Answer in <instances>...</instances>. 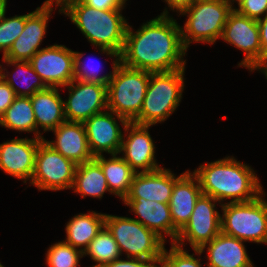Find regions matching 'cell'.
Here are the masks:
<instances>
[{
  "mask_svg": "<svg viewBox=\"0 0 267 267\" xmlns=\"http://www.w3.org/2000/svg\"><path fill=\"white\" fill-rule=\"evenodd\" d=\"M128 24L120 62L131 69L167 72L185 68L181 27L167 9L135 32Z\"/></svg>",
  "mask_w": 267,
  "mask_h": 267,
  "instance_id": "cell-1",
  "label": "cell"
},
{
  "mask_svg": "<svg viewBox=\"0 0 267 267\" xmlns=\"http://www.w3.org/2000/svg\"><path fill=\"white\" fill-rule=\"evenodd\" d=\"M192 173L199 180L202 194L219 201L220 207L226 200L247 202L264 192L256 171L233 155L200 164Z\"/></svg>",
  "mask_w": 267,
  "mask_h": 267,
  "instance_id": "cell-2",
  "label": "cell"
},
{
  "mask_svg": "<svg viewBox=\"0 0 267 267\" xmlns=\"http://www.w3.org/2000/svg\"><path fill=\"white\" fill-rule=\"evenodd\" d=\"M122 11L123 9L100 10L88 6L82 0H76L67 4L61 14L68 16L100 53L120 60L129 24Z\"/></svg>",
  "mask_w": 267,
  "mask_h": 267,
  "instance_id": "cell-3",
  "label": "cell"
},
{
  "mask_svg": "<svg viewBox=\"0 0 267 267\" xmlns=\"http://www.w3.org/2000/svg\"><path fill=\"white\" fill-rule=\"evenodd\" d=\"M185 69L151 72L142 109L132 122L152 126L164 123L175 112L183 98Z\"/></svg>",
  "mask_w": 267,
  "mask_h": 267,
  "instance_id": "cell-4",
  "label": "cell"
},
{
  "mask_svg": "<svg viewBox=\"0 0 267 267\" xmlns=\"http://www.w3.org/2000/svg\"><path fill=\"white\" fill-rule=\"evenodd\" d=\"M263 192L247 202L221 205V232L245 242L267 244V200Z\"/></svg>",
  "mask_w": 267,
  "mask_h": 267,
  "instance_id": "cell-5",
  "label": "cell"
},
{
  "mask_svg": "<svg viewBox=\"0 0 267 267\" xmlns=\"http://www.w3.org/2000/svg\"><path fill=\"white\" fill-rule=\"evenodd\" d=\"M151 72L119 62L107 84V108L132 122L143 106Z\"/></svg>",
  "mask_w": 267,
  "mask_h": 267,
  "instance_id": "cell-6",
  "label": "cell"
},
{
  "mask_svg": "<svg viewBox=\"0 0 267 267\" xmlns=\"http://www.w3.org/2000/svg\"><path fill=\"white\" fill-rule=\"evenodd\" d=\"M232 10L225 0L195 1L183 10L178 16L188 17L180 26L184 47L188 49L191 43H216Z\"/></svg>",
  "mask_w": 267,
  "mask_h": 267,
  "instance_id": "cell-7",
  "label": "cell"
},
{
  "mask_svg": "<svg viewBox=\"0 0 267 267\" xmlns=\"http://www.w3.org/2000/svg\"><path fill=\"white\" fill-rule=\"evenodd\" d=\"M105 227L126 257L160 261L165 241L133 217L106 214Z\"/></svg>",
  "mask_w": 267,
  "mask_h": 267,
  "instance_id": "cell-8",
  "label": "cell"
},
{
  "mask_svg": "<svg viewBox=\"0 0 267 267\" xmlns=\"http://www.w3.org/2000/svg\"><path fill=\"white\" fill-rule=\"evenodd\" d=\"M77 164L65 158L43 140L35 156V168L30 185L39 191L71 189Z\"/></svg>",
  "mask_w": 267,
  "mask_h": 267,
  "instance_id": "cell-9",
  "label": "cell"
},
{
  "mask_svg": "<svg viewBox=\"0 0 267 267\" xmlns=\"http://www.w3.org/2000/svg\"><path fill=\"white\" fill-rule=\"evenodd\" d=\"M220 39L244 52V58L238 63V67L262 73V47L257 20L233 9L228 15Z\"/></svg>",
  "mask_w": 267,
  "mask_h": 267,
  "instance_id": "cell-10",
  "label": "cell"
},
{
  "mask_svg": "<svg viewBox=\"0 0 267 267\" xmlns=\"http://www.w3.org/2000/svg\"><path fill=\"white\" fill-rule=\"evenodd\" d=\"M219 201L201 194L197 199L189 221L179 231L174 244L184 248L188 242L193 249H200L221 232V214L217 206Z\"/></svg>",
  "mask_w": 267,
  "mask_h": 267,
  "instance_id": "cell-11",
  "label": "cell"
},
{
  "mask_svg": "<svg viewBox=\"0 0 267 267\" xmlns=\"http://www.w3.org/2000/svg\"><path fill=\"white\" fill-rule=\"evenodd\" d=\"M29 62L47 87L63 88L74 80V51L65 45L41 48Z\"/></svg>",
  "mask_w": 267,
  "mask_h": 267,
  "instance_id": "cell-12",
  "label": "cell"
},
{
  "mask_svg": "<svg viewBox=\"0 0 267 267\" xmlns=\"http://www.w3.org/2000/svg\"><path fill=\"white\" fill-rule=\"evenodd\" d=\"M68 98L64 100L66 121L84 122L94 114L107 110V84L72 80L64 86Z\"/></svg>",
  "mask_w": 267,
  "mask_h": 267,
  "instance_id": "cell-13",
  "label": "cell"
},
{
  "mask_svg": "<svg viewBox=\"0 0 267 267\" xmlns=\"http://www.w3.org/2000/svg\"><path fill=\"white\" fill-rule=\"evenodd\" d=\"M121 122V123H120ZM128 120L110 110L94 114L83 122L92 155L119 154ZM122 126H120V124Z\"/></svg>",
  "mask_w": 267,
  "mask_h": 267,
  "instance_id": "cell-14",
  "label": "cell"
},
{
  "mask_svg": "<svg viewBox=\"0 0 267 267\" xmlns=\"http://www.w3.org/2000/svg\"><path fill=\"white\" fill-rule=\"evenodd\" d=\"M150 127L152 125L128 122L123 129L119 154L136 173L151 172L162 167L155 159L156 147L149 133Z\"/></svg>",
  "mask_w": 267,
  "mask_h": 267,
  "instance_id": "cell-15",
  "label": "cell"
},
{
  "mask_svg": "<svg viewBox=\"0 0 267 267\" xmlns=\"http://www.w3.org/2000/svg\"><path fill=\"white\" fill-rule=\"evenodd\" d=\"M40 138H14L0 144V169L23 183H29L34 173L35 156Z\"/></svg>",
  "mask_w": 267,
  "mask_h": 267,
  "instance_id": "cell-16",
  "label": "cell"
},
{
  "mask_svg": "<svg viewBox=\"0 0 267 267\" xmlns=\"http://www.w3.org/2000/svg\"><path fill=\"white\" fill-rule=\"evenodd\" d=\"M55 7L40 6L26 14L23 32L14 41L2 60L29 61L39 50L46 37L48 21Z\"/></svg>",
  "mask_w": 267,
  "mask_h": 267,
  "instance_id": "cell-17",
  "label": "cell"
},
{
  "mask_svg": "<svg viewBox=\"0 0 267 267\" xmlns=\"http://www.w3.org/2000/svg\"><path fill=\"white\" fill-rule=\"evenodd\" d=\"M123 202L125 206H129V212L138 216L135 220L155 232L165 242V237L169 236L171 243H175L179 230L173 225L169 204L144 198H124Z\"/></svg>",
  "mask_w": 267,
  "mask_h": 267,
  "instance_id": "cell-18",
  "label": "cell"
},
{
  "mask_svg": "<svg viewBox=\"0 0 267 267\" xmlns=\"http://www.w3.org/2000/svg\"><path fill=\"white\" fill-rule=\"evenodd\" d=\"M184 173L177 176L171 169L164 167L151 172L135 173L130 191L125 198H144L169 204L174 183Z\"/></svg>",
  "mask_w": 267,
  "mask_h": 267,
  "instance_id": "cell-19",
  "label": "cell"
},
{
  "mask_svg": "<svg viewBox=\"0 0 267 267\" xmlns=\"http://www.w3.org/2000/svg\"><path fill=\"white\" fill-rule=\"evenodd\" d=\"M55 140H45L54 150L77 165L90 161L92 155L83 122L65 121L52 130Z\"/></svg>",
  "mask_w": 267,
  "mask_h": 267,
  "instance_id": "cell-20",
  "label": "cell"
},
{
  "mask_svg": "<svg viewBox=\"0 0 267 267\" xmlns=\"http://www.w3.org/2000/svg\"><path fill=\"white\" fill-rule=\"evenodd\" d=\"M244 243L246 242L220 232L199 250L204 253L207 249V267H254Z\"/></svg>",
  "mask_w": 267,
  "mask_h": 267,
  "instance_id": "cell-21",
  "label": "cell"
},
{
  "mask_svg": "<svg viewBox=\"0 0 267 267\" xmlns=\"http://www.w3.org/2000/svg\"><path fill=\"white\" fill-rule=\"evenodd\" d=\"M59 89V87H47L30 96L36 119V138L44 139L43 132H51L66 121L64 100ZM40 128L43 130L42 133Z\"/></svg>",
  "mask_w": 267,
  "mask_h": 267,
  "instance_id": "cell-22",
  "label": "cell"
},
{
  "mask_svg": "<svg viewBox=\"0 0 267 267\" xmlns=\"http://www.w3.org/2000/svg\"><path fill=\"white\" fill-rule=\"evenodd\" d=\"M202 194L198 178L190 171L174 183L169 202L173 225L180 231L189 221L197 199Z\"/></svg>",
  "mask_w": 267,
  "mask_h": 267,
  "instance_id": "cell-23",
  "label": "cell"
},
{
  "mask_svg": "<svg viewBox=\"0 0 267 267\" xmlns=\"http://www.w3.org/2000/svg\"><path fill=\"white\" fill-rule=\"evenodd\" d=\"M105 217V213L95 211L74 215L65 226L66 239L63 241L84 252L105 226Z\"/></svg>",
  "mask_w": 267,
  "mask_h": 267,
  "instance_id": "cell-24",
  "label": "cell"
},
{
  "mask_svg": "<svg viewBox=\"0 0 267 267\" xmlns=\"http://www.w3.org/2000/svg\"><path fill=\"white\" fill-rule=\"evenodd\" d=\"M2 62L5 63V65L7 64V67H15V69H13L14 72L12 71L11 73L6 67H1V77L13 89L16 96L30 97L36 92L47 88L40 76L34 71L29 61L2 60ZM19 82L22 85L18 84Z\"/></svg>",
  "mask_w": 267,
  "mask_h": 267,
  "instance_id": "cell-25",
  "label": "cell"
},
{
  "mask_svg": "<svg viewBox=\"0 0 267 267\" xmlns=\"http://www.w3.org/2000/svg\"><path fill=\"white\" fill-rule=\"evenodd\" d=\"M107 158L103 155L95 156L94 159L106 177L108 188L111 194L118 196L122 201L128 195L135 171L118 154H111Z\"/></svg>",
  "mask_w": 267,
  "mask_h": 267,
  "instance_id": "cell-26",
  "label": "cell"
},
{
  "mask_svg": "<svg viewBox=\"0 0 267 267\" xmlns=\"http://www.w3.org/2000/svg\"><path fill=\"white\" fill-rule=\"evenodd\" d=\"M71 189L83 199L86 196L102 199L105 192L111 193L100 164L94 158L77 165Z\"/></svg>",
  "mask_w": 267,
  "mask_h": 267,
  "instance_id": "cell-27",
  "label": "cell"
},
{
  "mask_svg": "<svg viewBox=\"0 0 267 267\" xmlns=\"http://www.w3.org/2000/svg\"><path fill=\"white\" fill-rule=\"evenodd\" d=\"M0 126L18 132H32L36 138V119L31 98L17 96L0 118Z\"/></svg>",
  "mask_w": 267,
  "mask_h": 267,
  "instance_id": "cell-28",
  "label": "cell"
},
{
  "mask_svg": "<svg viewBox=\"0 0 267 267\" xmlns=\"http://www.w3.org/2000/svg\"><path fill=\"white\" fill-rule=\"evenodd\" d=\"M87 255L96 262L90 267H103L123 256L117 242L105 226L84 250L83 257Z\"/></svg>",
  "mask_w": 267,
  "mask_h": 267,
  "instance_id": "cell-29",
  "label": "cell"
},
{
  "mask_svg": "<svg viewBox=\"0 0 267 267\" xmlns=\"http://www.w3.org/2000/svg\"><path fill=\"white\" fill-rule=\"evenodd\" d=\"M48 267H79L83 252L63 240L50 245L45 253Z\"/></svg>",
  "mask_w": 267,
  "mask_h": 267,
  "instance_id": "cell-30",
  "label": "cell"
},
{
  "mask_svg": "<svg viewBox=\"0 0 267 267\" xmlns=\"http://www.w3.org/2000/svg\"><path fill=\"white\" fill-rule=\"evenodd\" d=\"M83 56H85L83 52L74 51V79L75 80H81V81H87V82H93V83H99V84H108L110 78L113 75L114 68L120 62V60H113L112 71H109V73L100 75L99 70L101 68L100 66H102V65H100V66L99 65L95 66L93 64L90 65L92 62V60L90 58H89L91 60L90 64L89 63L86 64V62L84 60H82ZM99 64H101V63H99Z\"/></svg>",
  "mask_w": 267,
  "mask_h": 267,
  "instance_id": "cell-31",
  "label": "cell"
},
{
  "mask_svg": "<svg viewBox=\"0 0 267 267\" xmlns=\"http://www.w3.org/2000/svg\"><path fill=\"white\" fill-rule=\"evenodd\" d=\"M169 251L164 248L162 257L158 262V267H203L201 265L202 252L199 249H193L198 258L194 256V253L189 254L187 249L177 246L171 243Z\"/></svg>",
  "mask_w": 267,
  "mask_h": 267,
  "instance_id": "cell-32",
  "label": "cell"
},
{
  "mask_svg": "<svg viewBox=\"0 0 267 267\" xmlns=\"http://www.w3.org/2000/svg\"><path fill=\"white\" fill-rule=\"evenodd\" d=\"M26 24V14L6 17V11L0 18V51L3 57L12 47L14 41L23 32Z\"/></svg>",
  "mask_w": 267,
  "mask_h": 267,
  "instance_id": "cell-33",
  "label": "cell"
},
{
  "mask_svg": "<svg viewBox=\"0 0 267 267\" xmlns=\"http://www.w3.org/2000/svg\"><path fill=\"white\" fill-rule=\"evenodd\" d=\"M237 7L235 10L238 13L255 20H259L267 14V0H244Z\"/></svg>",
  "mask_w": 267,
  "mask_h": 267,
  "instance_id": "cell-34",
  "label": "cell"
},
{
  "mask_svg": "<svg viewBox=\"0 0 267 267\" xmlns=\"http://www.w3.org/2000/svg\"><path fill=\"white\" fill-rule=\"evenodd\" d=\"M125 258L123 259L118 258L113 262L106 264L103 267H158V262H159V261H151L140 258H131V257H125Z\"/></svg>",
  "mask_w": 267,
  "mask_h": 267,
  "instance_id": "cell-35",
  "label": "cell"
},
{
  "mask_svg": "<svg viewBox=\"0 0 267 267\" xmlns=\"http://www.w3.org/2000/svg\"><path fill=\"white\" fill-rule=\"evenodd\" d=\"M16 94L7 82L0 78V118L5 114L7 108L14 102Z\"/></svg>",
  "mask_w": 267,
  "mask_h": 267,
  "instance_id": "cell-36",
  "label": "cell"
},
{
  "mask_svg": "<svg viewBox=\"0 0 267 267\" xmlns=\"http://www.w3.org/2000/svg\"><path fill=\"white\" fill-rule=\"evenodd\" d=\"M262 47V73L267 69V14L257 20Z\"/></svg>",
  "mask_w": 267,
  "mask_h": 267,
  "instance_id": "cell-37",
  "label": "cell"
},
{
  "mask_svg": "<svg viewBox=\"0 0 267 267\" xmlns=\"http://www.w3.org/2000/svg\"><path fill=\"white\" fill-rule=\"evenodd\" d=\"M90 7L105 10V9H125L128 0H82Z\"/></svg>",
  "mask_w": 267,
  "mask_h": 267,
  "instance_id": "cell-38",
  "label": "cell"
},
{
  "mask_svg": "<svg viewBox=\"0 0 267 267\" xmlns=\"http://www.w3.org/2000/svg\"><path fill=\"white\" fill-rule=\"evenodd\" d=\"M164 2L167 3L169 11L171 9L179 15L183 10L190 7L195 0H164Z\"/></svg>",
  "mask_w": 267,
  "mask_h": 267,
  "instance_id": "cell-39",
  "label": "cell"
},
{
  "mask_svg": "<svg viewBox=\"0 0 267 267\" xmlns=\"http://www.w3.org/2000/svg\"><path fill=\"white\" fill-rule=\"evenodd\" d=\"M76 0H45L42 4V6H49L53 7L55 6L56 8H59L58 12L61 14V10L70 2H73Z\"/></svg>",
  "mask_w": 267,
  "mask_h": 267,
  "instance_id": "cell-40",
  "label": "cell"
},
{
  "mask_svg": "<svg viewBox=\"0 0 267 267\" xmlns=\"http://www.w3.org/2000/svg\"><path fill=\"white\" fill-rule=\"evenodd\" d=\"M7 0H0V18L3 16L4 12L7 11Z\"/></svg>",
  "mask_w": 267,
  "mask_h": 267,
  "instance_id": "cell-41",
  "label": "cell"
},
{
  "mask_svg": "<svg viewBox=\"0 0 267 267\" xmlns=\"http://www.w3.org/2000/svg\"><path fill=\"white\" fill-rule=\"evenodd\" d=\"M229 5H230V7L232 8V9H235L236 7H235V5H234V3H236L237 4V6L241 3V2H243L244 0H225Z\"/></svg>",
  "mask_w": 267,
  "mask_h": 267,
  "instance_id": "cell-42",
  "label": "cell"
},
{
  "mask_svg": "<svg viewBox=\"0 0 267 267\" xmlns=\"http://www.w3.org/2000/svg\"><path fill=\"white\" fill-rule=\"evenodd\" d=\"M263 75H265V78L267 79V69L263 72Z\"/></svg>",
  "mask_w": 267,
  "mask_h": 267,
  "instance_id": "cell-43",
  "label": "cell"
},
{
  "mask_svg": "<svg viewBox=\"0 0 267 267\" xmlns=\"http://www.w3.org/2000/svg\"><path fill=\"white\" fill-rule=\"evenodd\" d=\"M2 64V65H1ZM0 64V78H1V72H2V69L1 67L3 66V63Z\"/></svg>",
  "mask_w": 267,
  "mask_h": 267,
  "instance_id": "cell-44",
  "label": "cell"
}]
</instances>
